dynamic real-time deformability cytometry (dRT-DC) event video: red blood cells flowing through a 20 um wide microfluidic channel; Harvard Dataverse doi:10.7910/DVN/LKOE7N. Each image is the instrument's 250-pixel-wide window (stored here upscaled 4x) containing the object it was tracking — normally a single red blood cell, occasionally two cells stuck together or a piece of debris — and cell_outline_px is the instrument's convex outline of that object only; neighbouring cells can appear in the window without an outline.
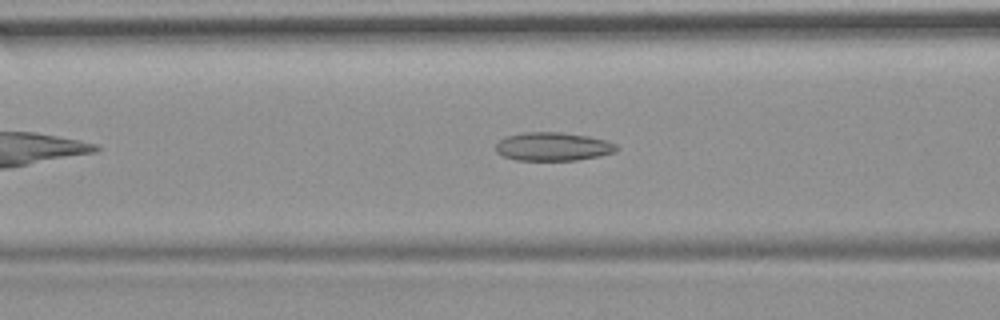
{"species": "common noctule bat (a hibernating species)", "species_latin": "Nyctalus noctula", "temperature_condition": "room temperature", "stored_images_in_passage": 38, "camera_frame_rate_fps": 3000, "um_per_image_px": 0.085, "animal": {"sex": "female", "body_mass_g": 19.9}, "frame": {"image": 1, "passage_image": 12, "time_ms": 3.667, "image_size_px": [1000, 320], "cell_outline_px": [[620, 148], [616, 152], [600, 156], [576, 160], [516, 160], [504, 156], [496, 152], [496, 144], [500, 140], [508, 136], [524, 132], [564, 132], [588, 136], [608, 140], [616, 144]], "centroid_in_image_um": [47.06, 12.45], "position_along_channel_um": 119.5, "area_um2": 20.17}}
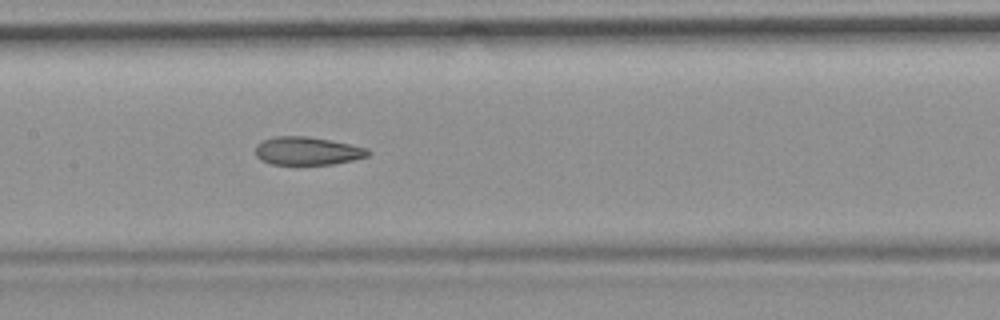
{"frame": {"image": 2, "passage_image": 17, "time_ms": 5.333, "image_size_px": [1000, 320], "cell_outline_px": [[372, 152], [368, 156], [336, 164], [272, 164], [260, 160], [256, 156], [256, 144], [264, 140], [276, 136], [308, 136], [368, 148]], "centroid_in_image_um": [26.13, 12.83], "position_along_channel_um": 181.3, "area_um2": 18.38}, "authors_computed_cell_mechanics": {"area_um2": 19.3052, "velocity_mm_per_s": 3.7012, "shape_relaxation_time_tau1_ms": null, "shape_relaxation_time_tau2_ms": 3.2692, "deformation_change_tau1": null, "deformation_change_tau2": 0.1078}}